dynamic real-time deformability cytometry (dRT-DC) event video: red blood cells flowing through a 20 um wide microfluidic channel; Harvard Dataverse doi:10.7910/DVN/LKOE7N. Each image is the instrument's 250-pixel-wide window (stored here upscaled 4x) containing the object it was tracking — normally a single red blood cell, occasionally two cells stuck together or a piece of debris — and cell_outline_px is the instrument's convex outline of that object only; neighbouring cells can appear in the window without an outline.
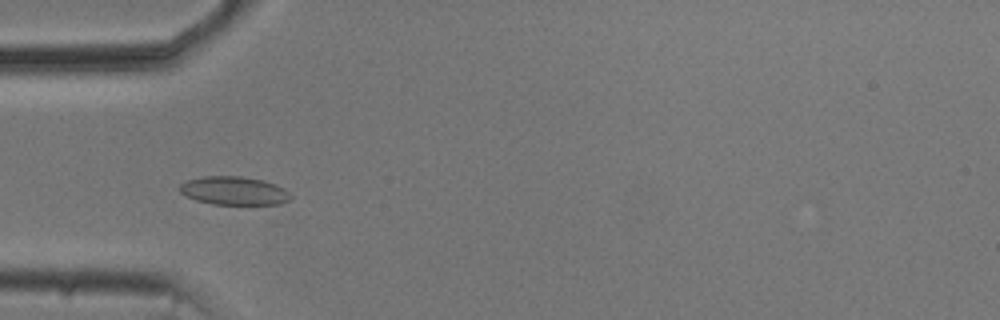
{"species": "common noctule bat (a hibernating species)", "species_latin": "Nyctalus noctula", "temperature_condition": "cold", "stored_images_in_passage": 54, "camera_frame_rate_fps": 3000, "um_per_image_px": 0.085, "animal": {"sex": "male", "body_mass_g": 20.5, "forearm_length_mm": 52.5}, "frame": {"image": 1, "passage_image": 17, "time_ms": 5.333, "image_size_px": [1000, 320], "cell_outline_px": [[292, 200], [280, 204], [212, 204], [196, 200], [180, 192], [180, 184], [188, 180], [204, 176], [240, 176], [264, 180], [276, 184], [284, 188], [292, 196]], "centroid_in_image_um": [19.94, 16.21], "position_along_channel_um": 65.1, "area_um2": 18.38}}
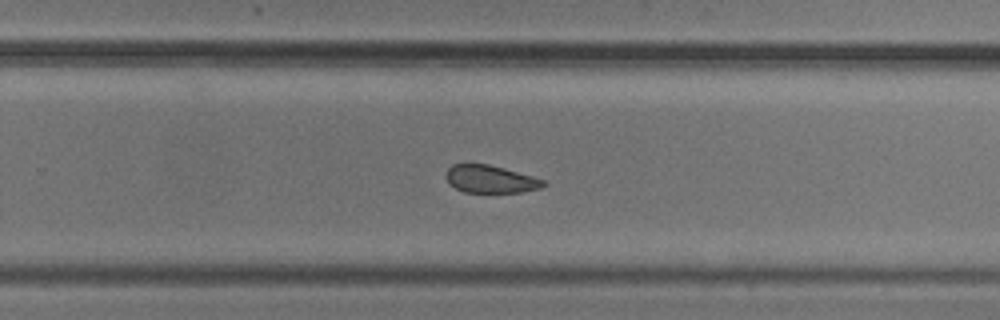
{"frame": {"image": 2, "passage_image": 35, "time_ms": 11.333, "image_size_px": [1000, 320], "cell_outline_px": [[548, 184], [540, 188], [520, 192], [464, 192], [448, 184], [444, 176], [448, 168], [452, 164], [488, 164], [504, 168], [532, 176], [544, 180]], "centroid_in_image_um": [41.65, 15.22], "position_along_channel_um": 288.1, "area_um2": 15.72}}
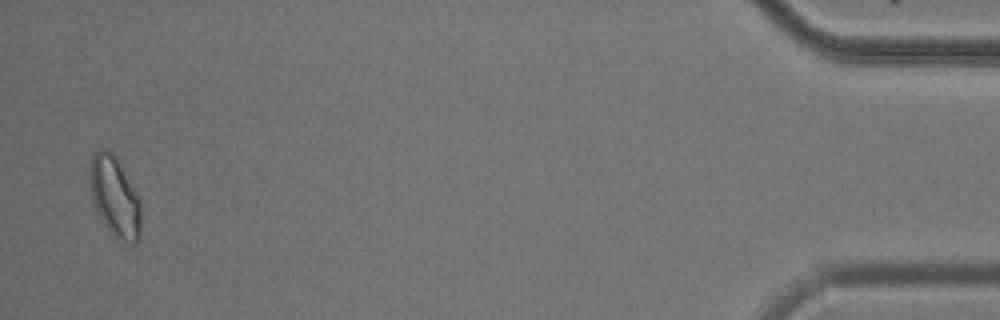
{"frame": {"image": 3, "passage_image": 53, "time_ms": 17.333, "image_size_px": [1000, 320], "cell_outline_px": [[140, 240], [136, 244], [132, 244], [116, 240], [112, 236], [96, 212], [92, 200], [88, 180], [88, 172], [92, 156], [100, 148], [108, 148], [116, 156], [140, 196]], "centroid_in_image_um": [9.75, 16.74], "position_along_channel_um": 425.5, "area_um2": 24.85}, "authors_computed_cell_mechanics": {"area_um2": 18.3804, "velocity_mm_per_s": 3.7234, "shape_relaxation_time_tau1_ms": 6.8816, "shape_relaxation_time_tau2_ms": 2.8411, "deformation_change_tau1": 0.0707, "deformation_change_tau2": 0.078}}